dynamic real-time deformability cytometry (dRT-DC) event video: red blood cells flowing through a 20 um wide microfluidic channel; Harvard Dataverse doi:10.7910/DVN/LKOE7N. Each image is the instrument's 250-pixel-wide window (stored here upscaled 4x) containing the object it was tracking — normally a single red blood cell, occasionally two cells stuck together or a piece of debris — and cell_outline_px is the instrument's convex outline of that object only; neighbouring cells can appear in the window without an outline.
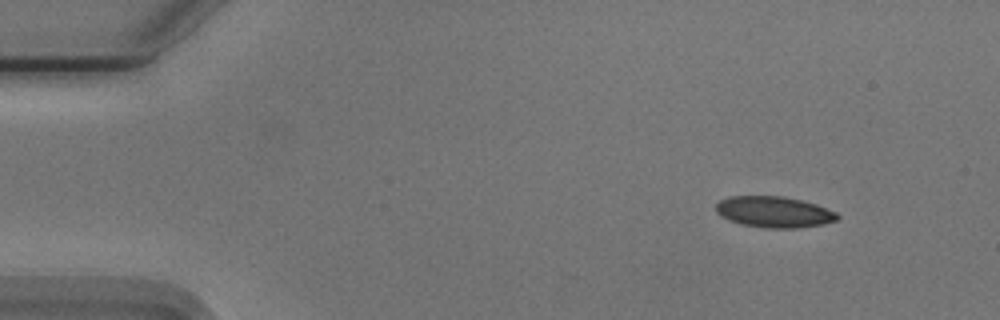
{"species": "Egyptian fruit bat (a non-hibernating species)", "species_latin": "Rousettus aegyptiacus", "temperature_condition": "cold", "stored_images_in_passage": 49, "camera_frame_rate_fps": 3000, "um_per_image_px": 0.085, "animal": {"sex": "male"}, "frame": {"image": 1, "passage_image": 1, "time_ms": 0.0, "image_size_px": [1000, 320], "cell_outline_px": [[840, 216], [836, 220], [824, 224], [800, 228], [764, 228], [744, 224], [728, 220], [720, 216], [716, 212], [716, 204], [720, 200], [728, 196], [784, 196], [816, 204], [836, 212]], "centroid_in_image_um": [65.79, 18.02], "position_along_channel_um": 19.2, "area_um2": 22.08}}
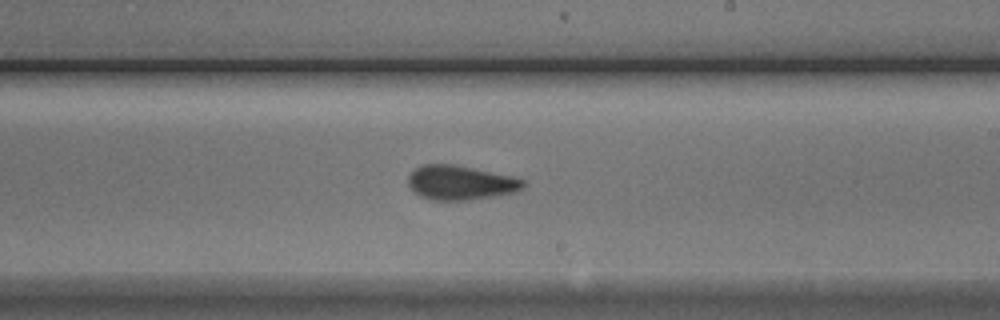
{"frame": {"image": 2, "passage_image": 27, "time_ms": 8.667, "image_size_px": [1000, 320], "cell_outline_px": [[524, 188], [516, 192], [468, 200], [432, 200], [420, 196], [412, 192], [408, 184], [408, 176], [420, 164], [456, 164], [512, 176], [524, 180]], "centroid_in_image_um": [39.11, 15.52], "position_along_channel_um": 249.9, "area_um2": 23.18}}
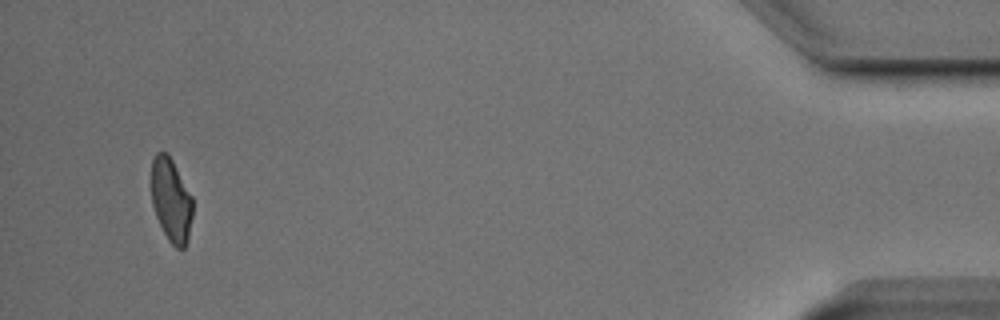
{"frame": {"image": 3, "passage_image": 47, "time_ms": 15.333, "image_size_px": [1000, 320], "cell_outline_px": [[192, 216], [188, 240], [184, 248], [176, 248], [168, 240], [156, 216], [152, 204], [152, 160], [156, 152], [168, 152], [192, 196]], "centroid_in_image_um": [14.55, 17.0], "position_along_channel_um": 420.6, "area_um2": 20.06}, "authors_computed_cell_mechanics": {"area_um2": 22.3108, "velocity_mm_per_s": 3.7514, "shape_relaxation_time_tau1_ms": 6.1239, "shape_relaxation_time_tau2_ms": 1.5843, "deformation_change_tau1": 0.1565, "deformation_change_tau2": 0.091}}